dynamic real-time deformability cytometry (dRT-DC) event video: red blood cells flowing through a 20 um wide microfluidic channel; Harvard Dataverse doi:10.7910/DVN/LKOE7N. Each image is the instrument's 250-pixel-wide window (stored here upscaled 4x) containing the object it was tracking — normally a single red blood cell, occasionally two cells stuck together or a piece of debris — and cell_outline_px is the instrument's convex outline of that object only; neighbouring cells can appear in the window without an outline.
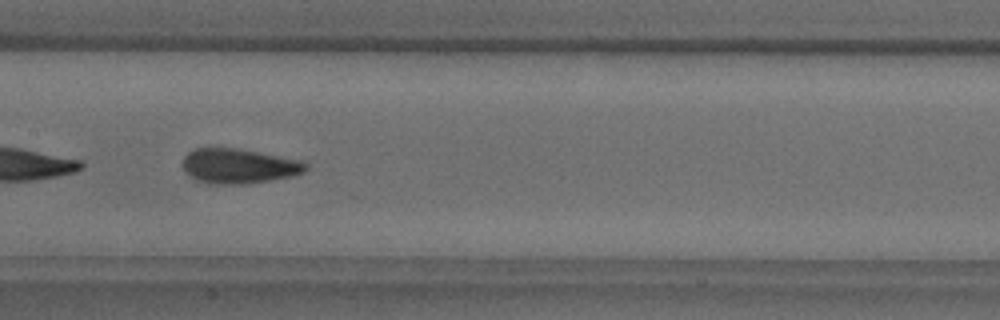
{"species": "common noctule bat (a hibernating species)", "species_latin": "Nyctalus noctula", "temperature_condition": "warm", "stored_images_in_passage": 38, "camera_frame_rate_fps": 3000, "um_per_image_px": 0.085, "animal": {"sex": "male", "body_mass_g": 18.8}, "frame": {"image": 1, "passage_image": 24, "time_ms": 7.667, "image_size_px": [1000, 320], "cell_outline_px": [[308, 168], [304, 172], [292, 176], [248, 184], [208, 184], [196, 180], [184, 172], [184, 156], [188, 152], [196, 148], [236, 148], [300, 160], [308, 164]], "centroid_in_image_um": [20.29, 14.13], "position_along_channel_um": 187.1, "area_um2": 24.97}}